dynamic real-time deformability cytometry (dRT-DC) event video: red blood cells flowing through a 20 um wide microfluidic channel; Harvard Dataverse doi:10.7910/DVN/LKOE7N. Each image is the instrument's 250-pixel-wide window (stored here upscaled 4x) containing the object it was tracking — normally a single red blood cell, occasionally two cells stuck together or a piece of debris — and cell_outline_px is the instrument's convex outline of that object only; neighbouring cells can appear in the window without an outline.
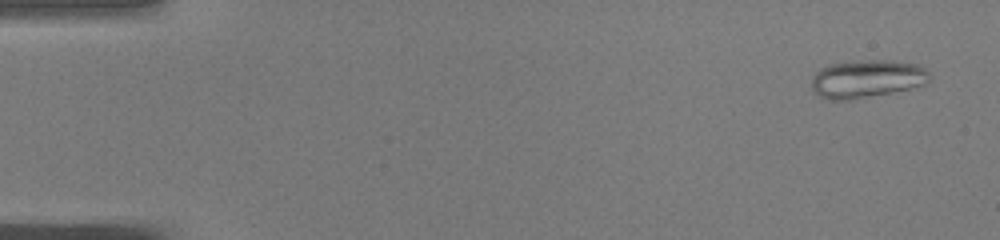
{"species": "common noctule bat (a hibernating species)", "species_latin": "Nyctalus noctula", "temperature_condition": "warm", "stored_images_in_passage": 48, "camera_frame_rate_fps": 3000, "um_per_image_px": 0.085, "animal": {"sex": "male", "body_mass_g": 19.0, "forearm_length_mm": 50.8}, "frame": {"image": 1, "passage_image": 1, "time_ms": 0.0, "image_size_px": [1000, 240], "cell_outline_px": [[928, 80], [924, 84], [908, 88], [852, 100], [828, 100], [812, 92], [812, 76], [820, 68], [832, 64], [868, 60], [892, 60], [920, 64], [928, 72]], "centroid_in_image_um": [73.64, 6.7], "position_along_channel_um": 11.4, "area_um2": 25.89}}
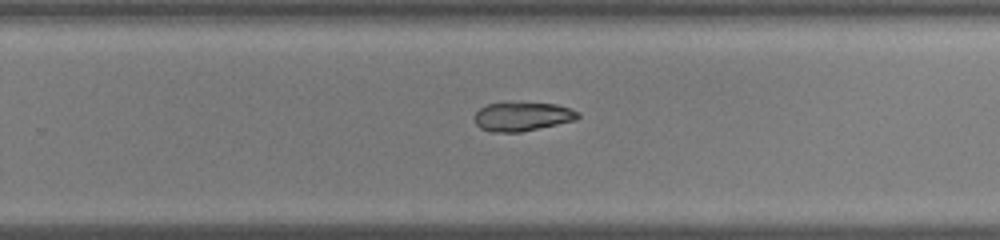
{"frame": {"image": 2, "passage_image": 31, "time_ms": 10.0, "image_size_px": [1000, 240], "cell_outline_px": [[580, 116], [576, 120], [520, 132], [488, 132], [480, 128], [476, 124], [476, 112], [480, 108], [488, 104], [556, 104], [580, 112]], "centroid_in_image_um": [44.41, 9.93], "position_along_channel_um": 285.4, "area_um2": 16.94}}
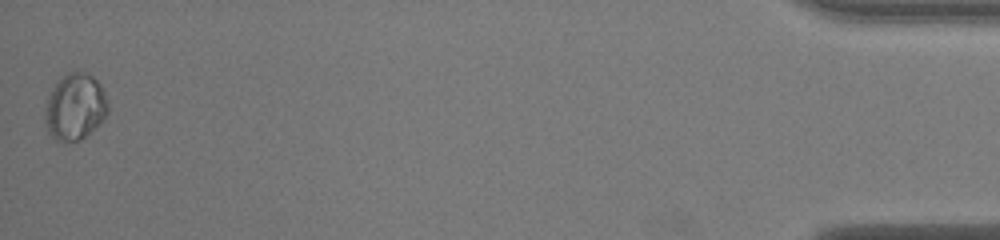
{"frame": {"image": 3, "passage_image": 48, "time_ms": 15.667, "image_size_px": [1000, 240], "cell_outline_px": [[108, 112], [104, 120], [84, 136], [76, 140], [56, 140], [48, 132], [44, 120], [48, 96], [56, 80], [60, 76], [68, 72], [84, 72], [92, 76], [100, 84], [104, 92], [108, 104]], "centroid_in_image_um": [6.37, 9.04], "position_along_channel_um": 428.8, "area_um2": 24.22}, "authors_computed_cell_mechanics": {"area_um2": 20.808, "velocity_mm_per_s": 4.0865, "shape_relaxation_time_tau1_ms": 5.3313, "shape_relaxation_time_tau2_ms": 4.7622, "deformation_change_tau1": 0.0829, "deformation_change_tau2": 0.0802}}